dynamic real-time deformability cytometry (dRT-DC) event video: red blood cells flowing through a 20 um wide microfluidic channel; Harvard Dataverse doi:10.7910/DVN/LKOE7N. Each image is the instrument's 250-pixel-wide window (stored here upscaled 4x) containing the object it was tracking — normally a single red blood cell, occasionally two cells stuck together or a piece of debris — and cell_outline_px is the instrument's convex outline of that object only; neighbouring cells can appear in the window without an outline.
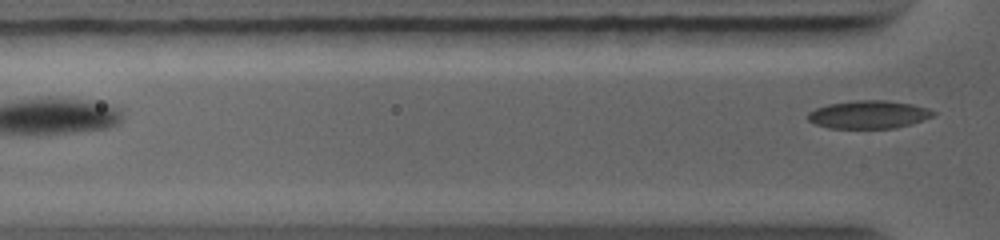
{"species": "common noctule bat (a hibernating species)", "species_latin": "Nyctalus noctula", "temperature_condition": "warm", "stored_images_in_passage": 7, "segment_of_instrument_passage": [2, 2], "camera_frame_rate_fps": 5000, "um_per_image_px": 0.085, "animal": {"sex": "female", "body_mass_g": 19.0, "forearm_length_mm": 56.7}, "frame": {"image": 1, "passage_image": 7, "time_ms": 3.0, "image_size_px": [1000, 240], "cell_outline_px": [[936, 112], [932, 116], [924, 120], [896, 128], [828, 128], [816, 124], [808, 120], [808, 112], [816, 108], [828, 104], [856, 100], [884, 100], [912, 104], [928, 108]], "centroid_in_image_um": [73.84, 9.73], "position_along_channel_um": 52.0, "area_um2": 20.4}}